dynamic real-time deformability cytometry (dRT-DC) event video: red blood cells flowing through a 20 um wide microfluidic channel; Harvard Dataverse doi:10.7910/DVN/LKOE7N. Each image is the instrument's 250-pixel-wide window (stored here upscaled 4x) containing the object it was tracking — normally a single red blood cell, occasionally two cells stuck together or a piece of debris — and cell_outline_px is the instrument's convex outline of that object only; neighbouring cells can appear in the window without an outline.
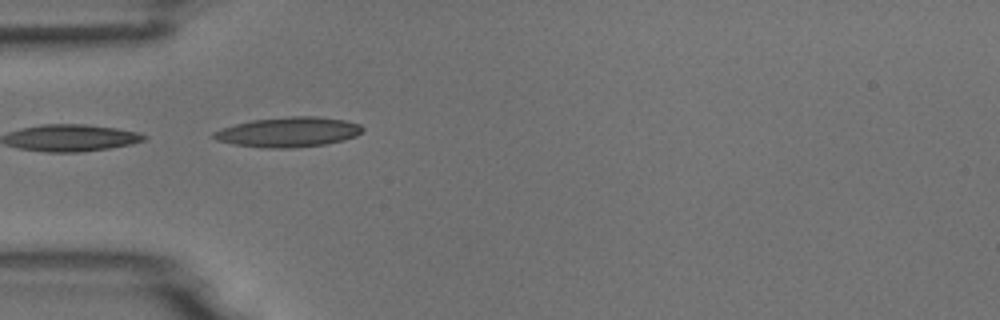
{"species": "common noctule bat (a hibernating species)", "species_latin": "Nyctalus noctula", "temperature_condition": "room temperature", "stored_images_in_passage": 5, "camera_frame_rate_fps": 3000, "um_per_image_px": 0.085, "animal": {"sex": "male", "body_mass_g": 18.8}, "frame": {"image": 1, "passage_image": 3, "time_ms": 2.333, "image_size_px": [1000, 320], "cell_outline_px": [[364, 128], [356, 136], [344, 140], [324, 144], [292, 148], [264, 148], [232, 144], [216, 140], [212, 136], [212, 132], [220, 128], [252, 120], [288, 116], [316, 116], [344, 120], [360, 124]], "centroid_in_image_um": [24.48, 11.22], "position_along_channel_um": 60.5, "area_um2": 26.01}}